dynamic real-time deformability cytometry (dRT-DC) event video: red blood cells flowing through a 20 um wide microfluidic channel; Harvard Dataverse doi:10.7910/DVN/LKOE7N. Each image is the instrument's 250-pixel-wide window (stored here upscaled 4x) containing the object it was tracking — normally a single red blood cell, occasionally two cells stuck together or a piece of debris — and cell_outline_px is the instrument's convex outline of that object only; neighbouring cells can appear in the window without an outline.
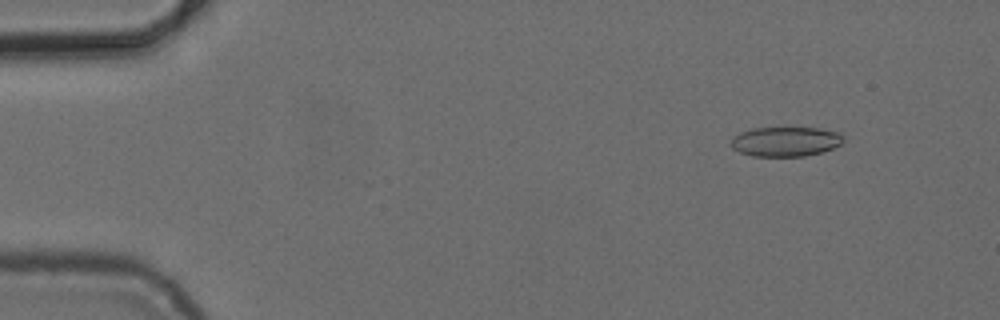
{"species": "common noctule bat (a hibernating species)", "species_latin": "Nyctalus noctula", "temperature_condition": "cold", "stored_images_in_passage": 5, "camera_frame_rate_fps": 3000, "um_per_image_px": 0.085, "animal": {"sex": "female", "body_mass_g": 24.6, "forearm_length_mm": 56.2}, "frame": {"image": 1, "passage_image": 2, "time_ms": 1.0, "image_size_px": [1000, 320], "cell_outline_px": [[844, 140], [840, 144], [832, 148], [820, 152], [804, 156], [752, 156], [740, 152], [732, 148], [732, 140], [740, 132], [752, 128], [784, 124], [816, 128], [840, 132], [844, 136]], "centroid_in_image_um": [66.78, 11.97], "position_along_channel_um": 18.2, "area_um2": 20.17}}
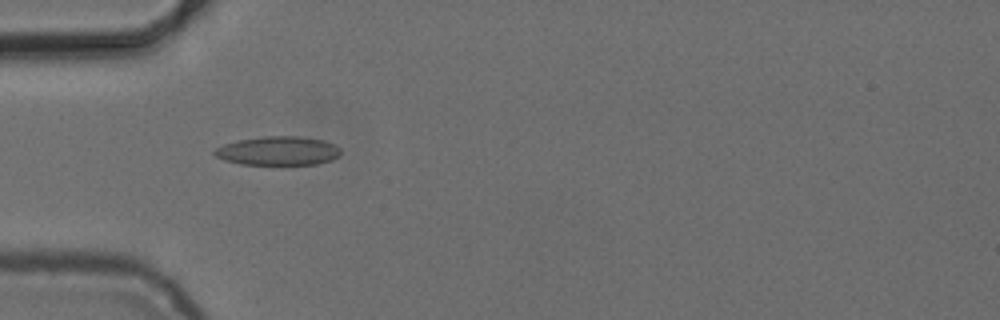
{"frame": {"image": 2, "passage_image": 4, "time_ms": 4.667, "image_size_px": [1000, 320], "cell_outline_px": [[340, 156], [332, 160], [316, 164], [240, 164], [224, 160], [216, 156], [212, 152], [216, 148], [224, 144], [236, 140], [264, 136], [300, 136], [324, 140], [336, 144], [340, 148]], "centroid_in_image_um": [23.66, 12.81], "position_along_channel_um": 61.3, "area_um2": 21.39}}
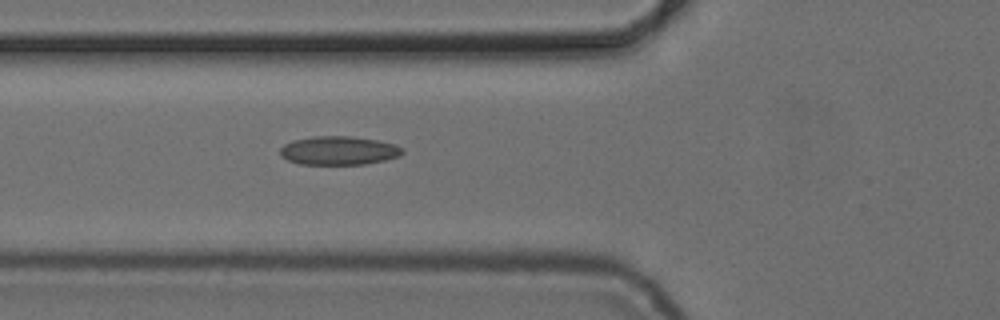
{"frame": {"image": 3, "passage_image": 5, "time_ms": 5.667, "image_size_px": [1000, 320], "cell_outline_px": [[404, 152], [400, 156], [384, 160], [364, 164], [300, 164], [288, 160], [280, 156], [280, 148], [284, 144], [292, 140], [312, 136], [348, 136], [376, 140], [396, 144], [404, 148]], "centroid_in_image_um": [28.79, 12.79], "position_along_channel_um": 97.0, "area_um2": 20.52}}